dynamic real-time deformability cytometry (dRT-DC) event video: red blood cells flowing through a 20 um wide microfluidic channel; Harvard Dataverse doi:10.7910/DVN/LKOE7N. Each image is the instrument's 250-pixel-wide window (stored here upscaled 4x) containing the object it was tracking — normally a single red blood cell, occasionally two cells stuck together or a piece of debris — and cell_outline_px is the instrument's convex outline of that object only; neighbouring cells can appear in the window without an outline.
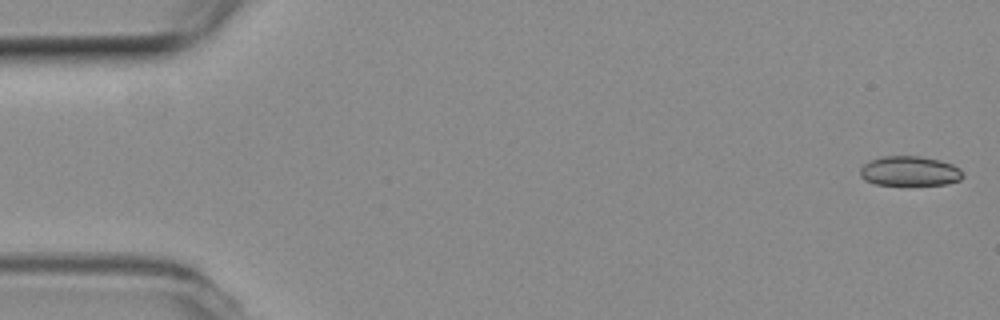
{"species": "common noctule bat (a hibernating species)", "species_latin": "Nyctalus noctula", "temperature_condition": "room temperature", "stored_images_in_passage": 54, "camera_frame_rate_fps": 3000, "um_per_image_px": 0.085, "animal": {"sex": "female", "body_mass_g": 19.3, "forearm_length_mm": 54.1}, "frame": {"image": 1, "passage_image": 1, "time_ms": 0.0, "image_size_px": [1000, 320], "cell_outline_px": [[964, 176], [960, 180], [948, 184], [876, 184], [864, 180], [860, 176], [860, 168], [864, 164], [872, 160], [884, 156], [916, 156], [940, 160], [952, 164], [960, 168], [964, 172]], "centroid_in_image_um": [77.35, 14.54], "position_along_channel_um": 7.6, "area_um2": 17.69}}
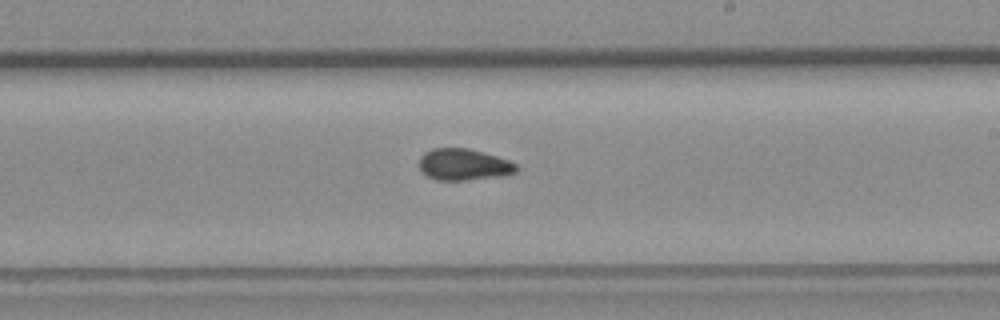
{"frame": {"image": 2, "passage_image": 31, "time_ms": 10.0, "image_size_px": [1000, 320], "cell_outline_px": [[520, 168], [516, 172], [500, 176], [464, 180], [436, 180], [428, 176], [420, 168], [420, 156], [424, 152], [432, 148], [468, 148], [484, 152], [508, 160], [516, 164]], "centroid_in_image_um": [39.42, 13.98], "position_along_channel_um": 249.6, "area_um2": 17.8}}
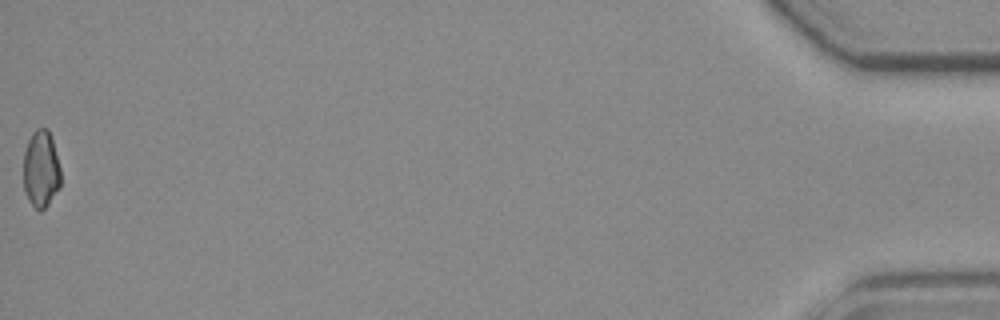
{"frame": {"image": 3, "passage_image": 54, "time_ms": 17.667, "image_size_px": [1000, 320], "cell_outline_px": [[60, 188], [48, 204], [40, 212], [28, 200], [24, 192], [24, 152], [28, 140], [32, 132], [36, 128], [48, 128], [52, 140], [60, 168]], "centroid_in_image_um": [3.48, 14.38], "position_along_channel_um": 431.7, "area_um2": 16.76}, "authors_computed_cell_mechanics": {"area_um2": 17.9758, "velocity_mm_per_s": 3.7867, "shape_relaxation_time_tau1_ms": null, "shape_relaxation_time_tau2_ms": 1.5842, "deformation_change_tau1": null, "deformation_change_tau2": 0.0658}}